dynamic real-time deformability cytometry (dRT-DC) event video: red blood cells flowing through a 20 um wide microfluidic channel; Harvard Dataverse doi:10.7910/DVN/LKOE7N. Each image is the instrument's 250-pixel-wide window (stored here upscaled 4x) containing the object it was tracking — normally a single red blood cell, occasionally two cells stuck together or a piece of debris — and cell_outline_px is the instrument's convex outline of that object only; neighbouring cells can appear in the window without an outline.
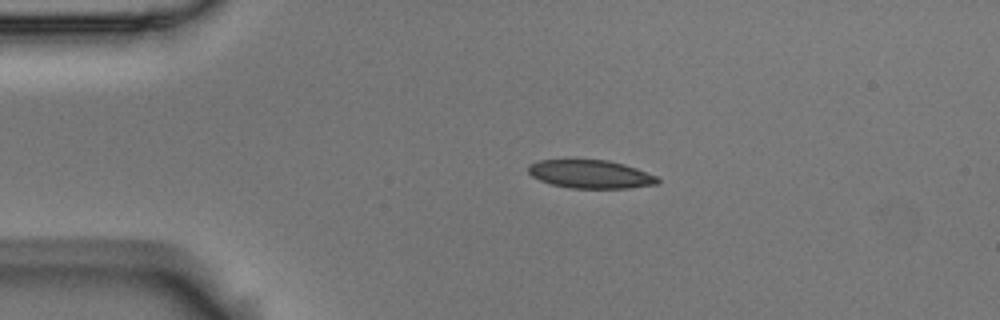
{"species": "Egyptian fruit bat (a non-hibernating species)", "species_latin": "Rousettus aegyptiacus", "temperature_condition": "room temperature", "stored_images_in_passage": 2, "camera_frame_rate_fps": 3000, "um_per_image_px": 0.085, "animal": {"sex": "male"}, "frame": {"image": 1, "passage_image": 1, "time_ms": 0.0, "image_size_px": [1000, 320], "cell_outline_px": [[660, 180], [656, 184], [628, 188], [572, 188], [552, 184], [540, 180], [532, 176], [528, 172], [528, 164], [540, 160], [608, 160], [624, 164], [636, 168], [656, 176]], "centroid_in_image_um": [50.18, 14.8], "position_along_channel_um": 34.8, "area_um2": 21.15}}